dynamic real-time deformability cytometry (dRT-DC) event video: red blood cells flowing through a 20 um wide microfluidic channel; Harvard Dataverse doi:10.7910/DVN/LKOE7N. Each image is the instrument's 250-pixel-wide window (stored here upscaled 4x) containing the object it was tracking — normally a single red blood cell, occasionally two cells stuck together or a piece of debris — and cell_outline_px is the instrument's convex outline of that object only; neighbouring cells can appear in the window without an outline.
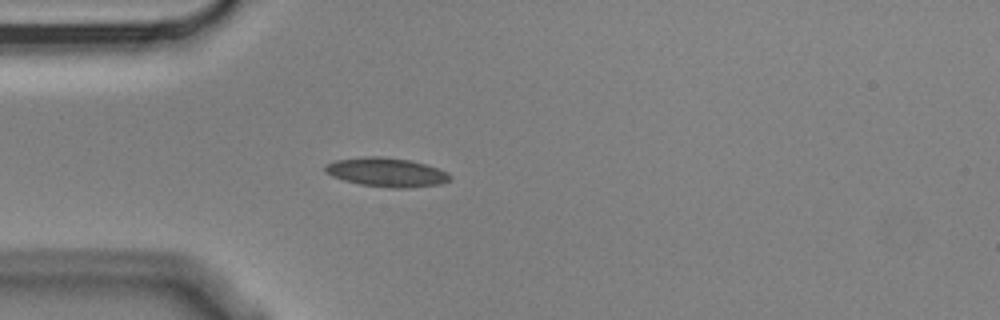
{"species": "Egyptian fruit bat (a non-hibernating species)", "species_latin": "Rousettus aegyptiacus", "temperature_condition": "cold", "stored_images_in_passage": 1, "camera_frame_rate_fps": 3000, "um_per_image_px": 0.085, "animal": {"sex": "male"}, "frame": {"image": 1, "passage_image": 1, "time_ms": 0.0, "image_size_px": [1000, 320], "cell_outline_px": [[452, 176], [448, 180], [440, 184], [408, 188], [392, 188], [360, 184], [344, 180], [332, 176], [324, 172], [324, 168], [328, 164], [336, 160], [364, 156], [380, 156], [408, 160], [424, 164], [448, 172]], "centroid_in_image_um": [32.84, 14.64], "position_along_channel_um": 52.2, "area_um2": 20.92}}